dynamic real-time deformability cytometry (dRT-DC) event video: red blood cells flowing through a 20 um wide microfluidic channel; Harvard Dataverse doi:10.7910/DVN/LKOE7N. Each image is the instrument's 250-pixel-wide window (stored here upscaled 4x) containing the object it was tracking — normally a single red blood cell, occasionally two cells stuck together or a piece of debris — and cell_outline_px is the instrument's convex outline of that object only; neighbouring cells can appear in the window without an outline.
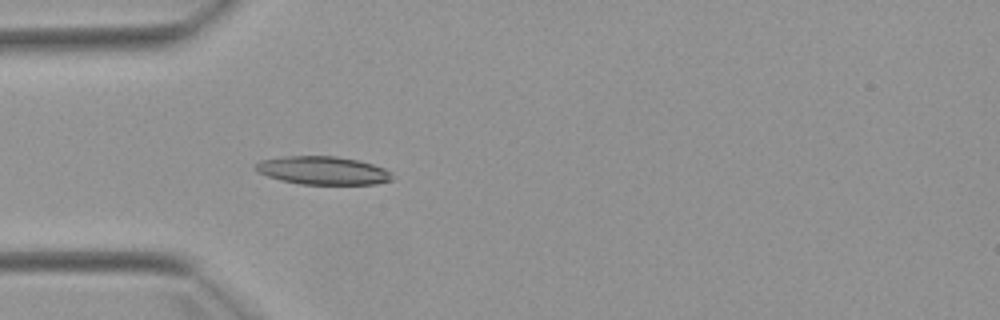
{"species": "Egyptian fruit bat (a non-hibernating species)", "species_latin": "Rousettus aegyptiacus", "temperature_condition": "warm", "stored_images_in_passage": 5, "camera_frame_rate_fps": 3000, "um_per_image_px": 0.085, "animal": {"sex": "female"}, "frame": {"image": 1, "passage_image": 5, "time_ms": 4.667, "image_size_px": [1000, 320], "cell_outline_px": [[396, 176], [392, 180], [376, 184], [300, 184], [280, 180], [256, 172], [256, 164], [260, 160], [284, 156], [336, 156], [360, 160], [384, 168], [392, 172]], "centroid_in_image_um": [27.48, 14.49], "position_along_channel_um": 57.5, "area_um2": 22.66}}